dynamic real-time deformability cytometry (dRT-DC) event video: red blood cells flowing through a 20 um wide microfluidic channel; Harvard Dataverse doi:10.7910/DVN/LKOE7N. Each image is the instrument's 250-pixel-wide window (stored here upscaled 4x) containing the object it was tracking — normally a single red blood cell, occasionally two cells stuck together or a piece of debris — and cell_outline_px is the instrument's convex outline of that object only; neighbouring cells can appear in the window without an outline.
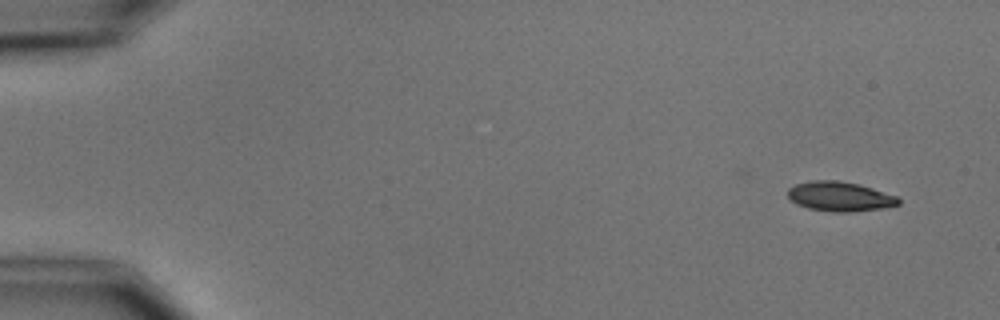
{"species": "common noctule bat (a hibernating species)", "species_latin": "Nyctalus noctula", "temperature_condition": "cold", "stored_images_in_passage": 9, "camera_frame_rate_fps": 3000, "um_per_image_px": 0.085, "animal": {"sex": "male", "body_mass_g": 15.6}, "frame": {"image": 1, "passage_image": 1, "time_ms": 0.0, "image_size_px": [1000, 320], "cell_outline_px": [[900, 204], [884, 208], [848, 212], [832, 212], [808, 208], [796, 204], [788, 196], [788, 188], [796, 184], [812, 180], [836, 180], [860, 184], [896, 196], [900, 200]], "centroid_in_image_um": [71.38, 16.7], "position_along_channel_um": 13.6, "area_um2": 19.07}}
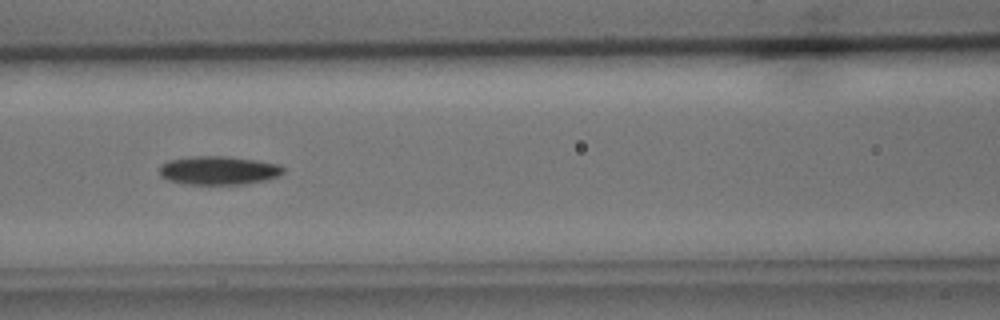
{"frame": {"image": 2, "passage_image": 7, "time_ms": 7.0, "image_size_px": [1000, 320], "cell_outline_px": [[284, 172], [276, 176], [264, 180], [244, 184], [184, 184], [168, 180], [160, 176], [160, 164], [168, 160], [192, 156], [228, 156], [256, 160], [280, 164], [284, 168]], "centroid_in_image_um": [18.55, 14.47], "position_along_channel_um": 148.1, "area_um2": 20.69}}
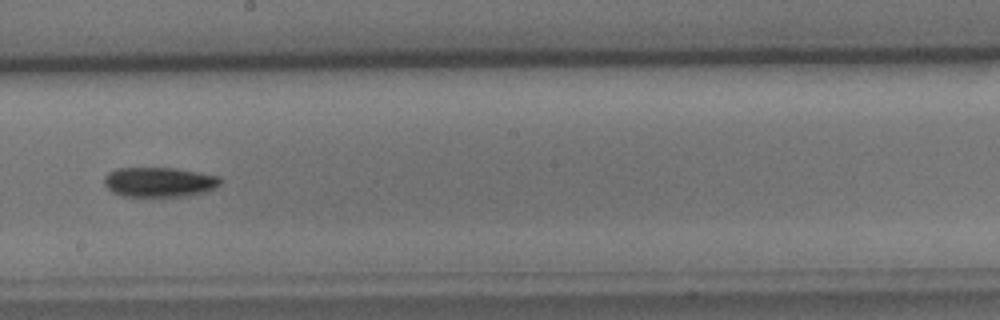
{"frame": {"image": 3, "passage_image": 9, "time_ms": 9.333, "image_size_px": [1000, 320], "cell_outline_px": [[220, 184], [216, 188], [204, 192], [188, 196], [124, 196], [112, 192], [104, 184], [104, 176], [108, 172], [116, 168], [176, 168], [220, 176]], "centroid_in_image_um": [13.53, 15.47], "position_along_channel_um": 234.7, "area_um2": 20.23}}